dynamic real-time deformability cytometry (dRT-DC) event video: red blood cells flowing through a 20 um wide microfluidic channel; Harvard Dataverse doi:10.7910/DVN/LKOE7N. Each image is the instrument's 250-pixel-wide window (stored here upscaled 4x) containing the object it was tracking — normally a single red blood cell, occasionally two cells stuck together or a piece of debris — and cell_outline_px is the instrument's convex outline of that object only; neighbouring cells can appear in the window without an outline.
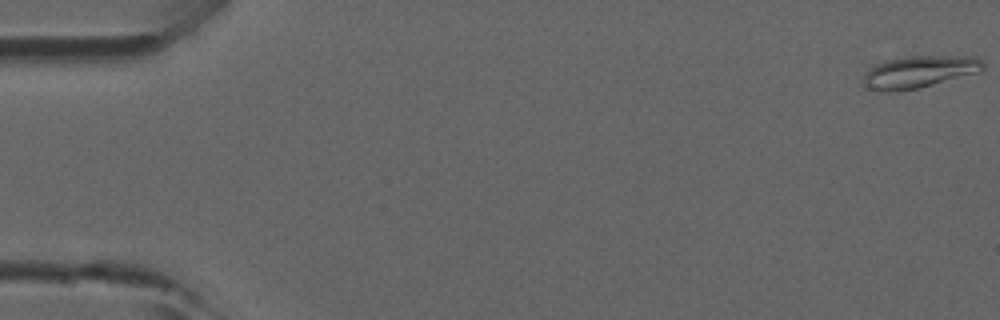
{"species": "common noctule bat (a hibernating species)", "species_latin": "Nyctalus noctula", "temperature_condition": "room temperature", "stored_images_in_passage": 17, "camera_frame_rate_fps": 3000, "um_per_image_px": 0.085, "animal": {"sex": "male", "forearm_length_mm": 52.5}, "frame": {"image": 1, "passage_image": 1, "time_ms": 0.0, "image_size_px": [1000, 320], "cell_outline_px": [[984, 68], [980, 72], [920, 88], [892, 92], [888, 92], [868, 88], [864, 76], [864, 72], [872, 64], [888, 60], [908, 56], [976, 56], [984, 64]], "centroid_in_image_um": [78.14, 6.1], "position_along_channel_um": 6.9, "area_um2": 22.48}}
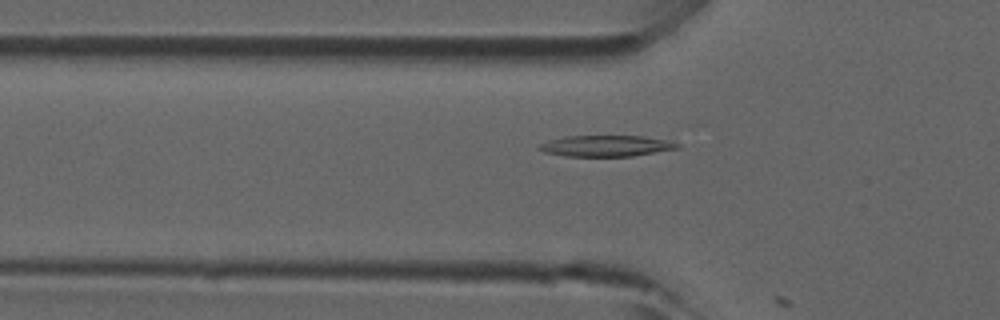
{"frame": {"image": 2, "passage_image": 16, "time_ms": 5.0, "image_size_px": [1000, 320], "cell_outline_px": [[680, 148], [632, 156], [564, 156], [544, 152], [536, 148], [540, 144], [548, 140], [564, 136], [644, 136], [672, 140], [680, 144]], "centroid_in_image_um": [51.54, 12.39], "position_along_channel_um": 74.3, "area_um2": 17.17}}